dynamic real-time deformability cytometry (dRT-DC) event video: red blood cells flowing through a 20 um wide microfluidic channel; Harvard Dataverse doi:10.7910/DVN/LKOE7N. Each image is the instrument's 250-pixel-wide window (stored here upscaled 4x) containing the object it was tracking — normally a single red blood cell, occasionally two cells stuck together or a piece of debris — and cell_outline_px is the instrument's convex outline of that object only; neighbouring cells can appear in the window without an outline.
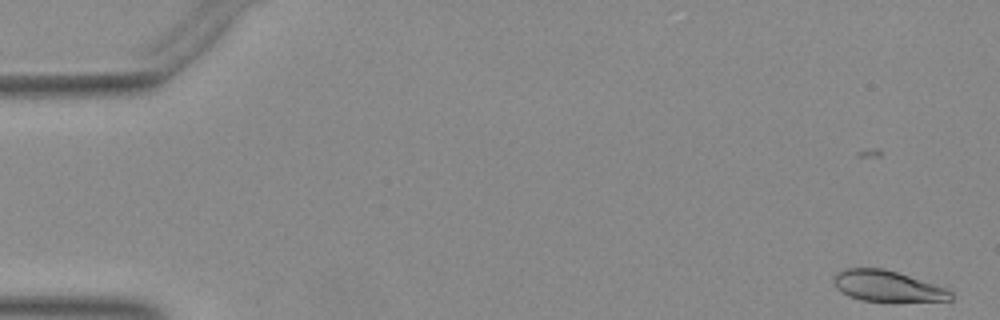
{"species": "Egyptian fruit bat (a non-hibernating species)", "species_latin": "Rousettus aegyptiacus", "temperature_condition": "warm", "stored_images_in_passage": 39, "camera_frame_rate_fps": 3000, "um_per_image_px": 0.085, "animal": {"sex": "female"}, "frame": {"image": 1, "passage_image": 1, "time_ms": 0.0, "image_size_px": [1000, 320], "cell_outline_px": [[952, 300], [860, 300], [848, 296], [840, 292], [836, 288], [832, 280], [836, 272], [844, 268], [884, 268], [948, 288], [952, 292]], "centroid_in_image_um": [75.37, 24.29], "position_along_channel_um": 9.6, "area_um2": 20.87}}
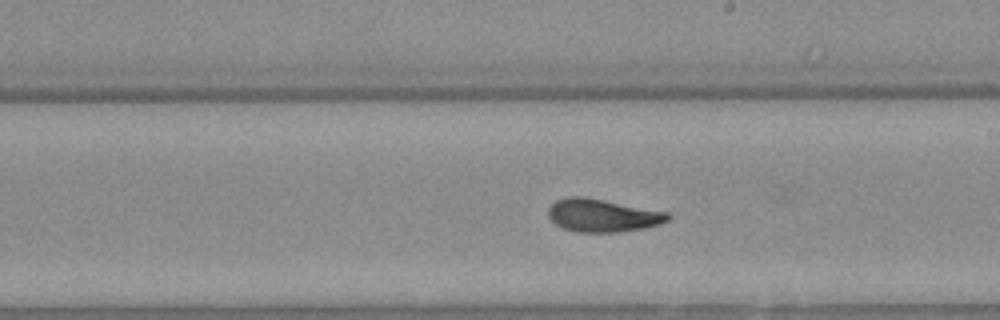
{"frame": {"image": 2, "passage_image": 29, "time_ms": 9.333, "image_size_px": [1000, 320], "cell_outline_px": [[672, 216], [668, 220], [660, 224], [644, 228], [620, 232], [576, 232], [564, 228], [556, 224], [548, 216], [548, 208], [556, 200], [568, 196], [584, 196], [668, 212]], "centroid_in_image_um": [51.22, 18.31], "position_along_channel_um": 237.8, "area_um2": 23.0}}
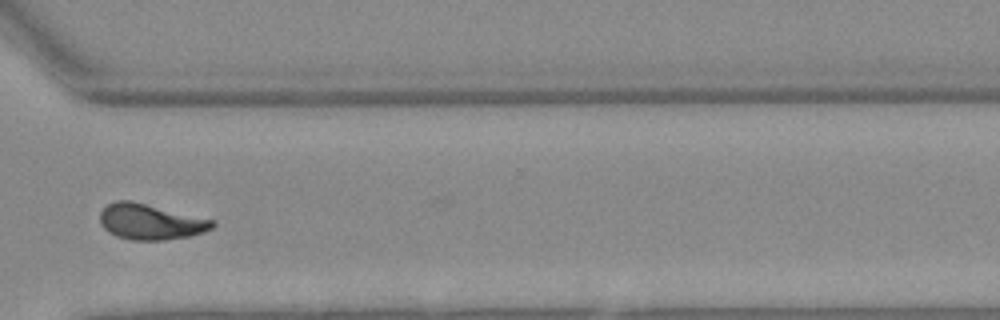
{"frame": {"image": 3, "passage_image": 38, "time_ms": 12.333, "image_size_px": [1000, 320], "cell_outline_px": [[216, 224], [212, 228], [204, 232], [188, 236], [164, 240], [132, 240], [116, 236], [108, 232], [100, 224], [100, 212], [108, 204], [116, 200], [132, 200], [216, 220]], "centroid_in_image_um": [12.8, 18.84], "position_along_channel_um": 357.8, "area_um2": 23.58}}